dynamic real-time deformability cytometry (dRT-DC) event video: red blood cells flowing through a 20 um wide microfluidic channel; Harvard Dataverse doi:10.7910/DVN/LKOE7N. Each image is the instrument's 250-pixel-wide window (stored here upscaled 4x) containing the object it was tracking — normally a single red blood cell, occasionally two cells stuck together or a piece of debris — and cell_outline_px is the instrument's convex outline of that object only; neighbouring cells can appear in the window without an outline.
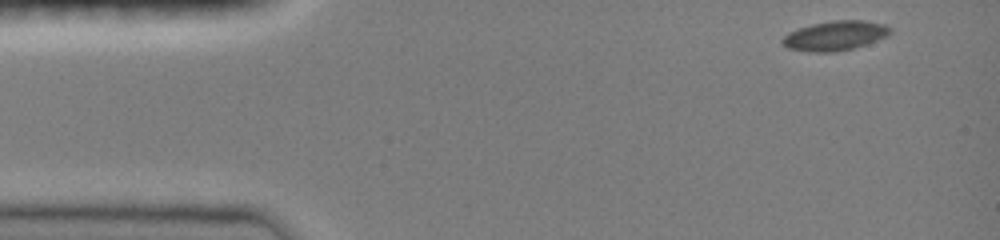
{"species": "common noctule bat (a hibernating species)", "species_latin": "Nyctalus noctula", "temperature_condition": "room temperature", "stored_images_in_passage": 33, "camera_frame_rate_fps": 3000, "um_per_image_px": 0.085, "animal": {"sex": "female", "body_mass_g": 19.0, "forearm_length_mm": 51.5}, "frame": {"image": 1, "passage_image": 1, "time_ms": 0.0, "image_size_px": [1000, 240], "cell_outline_px": [[892, 32], [888, 36], [852, 48], [836, 52], [808, 52], [788, 48], [780, 40], [788, 32], [812, 24], [832, 20], [864, 20], [884, 24], [892, 28]], "centroid_in_image_um": [70.99, 3.03], "position_along_channel_um": 14.0, "area_um2": 18.55}}
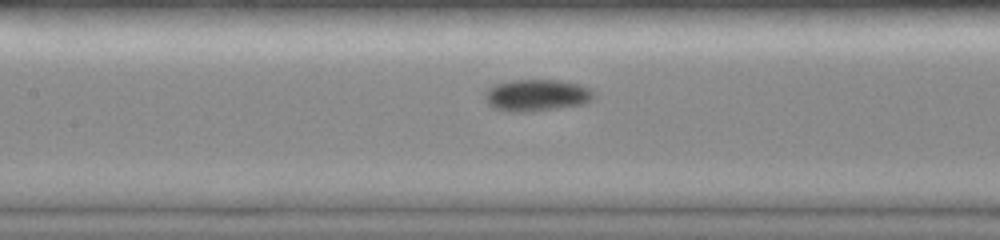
{"frame": {"image": 2, "passage_image": 19, "time_ms": 6.0, "image_size_px": [1000, 240], "cell_outline_px": [[596, 96], [592, 100], [584, 104], [532, 112], [508, 112], [492, 108], [484, 100], [484, 92], [488, 88], [496, 84], [512, 80], [556, 80], [580, 84], [592, 88]], "centroid_in_image_um": [45.62, 8.11], "position_along_channel_um": 161.8, "area_um2": 20.63}}
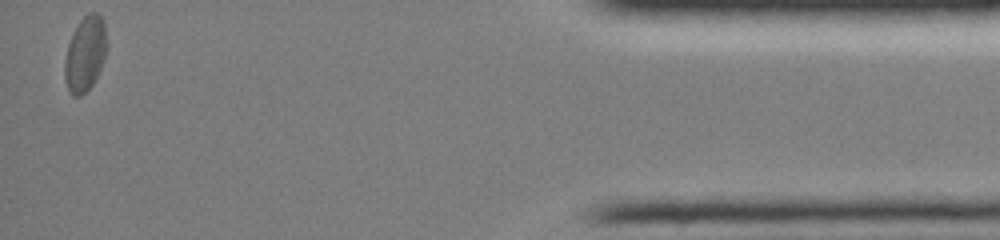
{"frame": {"image": 3, "passage_image": 33, "time_ms": 10.667, "image_size_px": [1000, 240], "cell_outline_px": [[108, 48], [104, 60], [92, 84], [80, 96], [72, 96], [68, 92], [64, 76], [64, 60], [68, 44], [80, 20], [88, 12], [100, 12], [104, 20]], "centroid_in_image_um": [7.25, 4.55], "position_along_channel_um": 427.9, "area_um2": 18.61}, "authors_computed_cell_mechanics": {"area_um2": 18.5538, "velocity_mm_per_s": 4.0034, "shape_relaxation_time_tau1_ms": 5.7975, "shape_relaxation_time_tau2_ms": null, "deformation_change_tau1": 0.0913, "deformation_change_tau2": null}}